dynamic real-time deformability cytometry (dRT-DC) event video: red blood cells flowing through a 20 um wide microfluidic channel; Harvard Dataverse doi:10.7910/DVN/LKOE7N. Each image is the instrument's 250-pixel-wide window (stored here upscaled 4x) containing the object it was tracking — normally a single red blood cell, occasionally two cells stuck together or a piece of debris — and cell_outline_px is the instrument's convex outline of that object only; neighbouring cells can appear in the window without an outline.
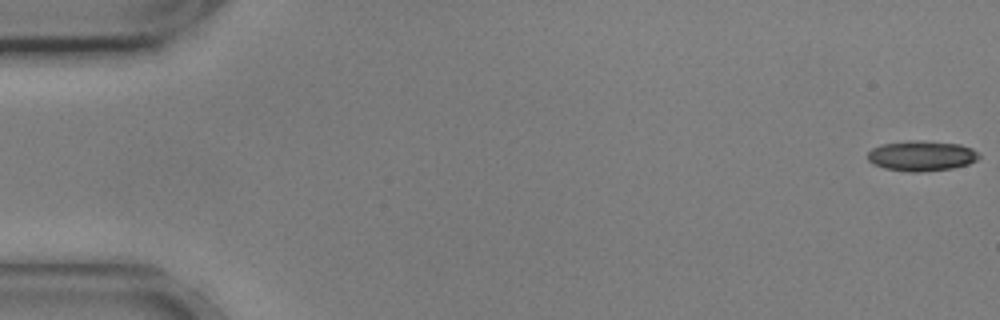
{"species": "common noctule bat (a hibernating species)", "species_latin": "Nyctalus noctula", "temperature_condition": "cold", "stored_images_in_passage": 56, "camera_frame_rate_fps": 3000, "um_per_image_px": 0.085, "animal": {"sex": "male", "body_mass_g": 17.9, "forearm_length_mm": 54.2}, "frame": {"image": 1, "passage_image": 1, "time_ms": 0.0, "image_size_px": [1000, 320], "cell_outline_px": [[980, 156], [976, 160], [968, 164], [952, 168], [920, 172], [908, 172], [884, 168], [872, 164], [868, 160], [868, 152], [872, 148], [880, 144], [908, 140], [916, 140], [960, 144], [972, 148], [980, 152]], "centroid_in_image_um": [78.32, 13.24], "position_along_channel_um": 6.7, "area_um2": 19.83}}
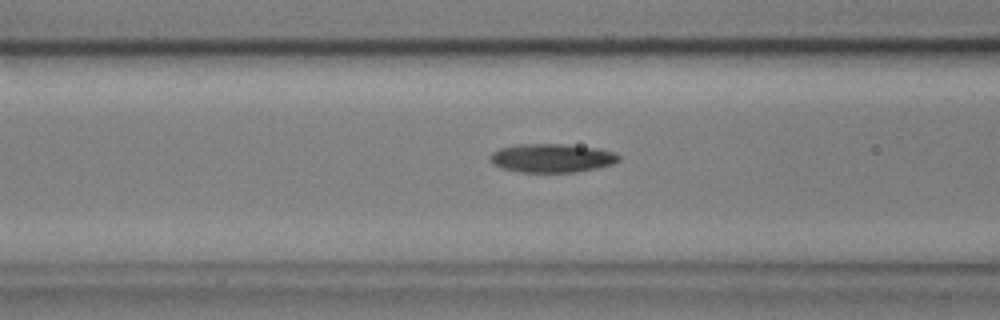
{"frame": {"image": 2, "passage_image": 22, "time_ms": 7.0, "image_size_px": [1000, 320], "cell_outline_px": [[620, 160], [612, 164], [596, 168], [572, 172], [520, 172], [500, 168], [492, 164], [488, 160], [488, 156], [492, 152], [500, 148], [520, 144], [560, 144], [596, 148], [612, 152], [620, 156]], "centroid_in_image_um": [46.83, 13.44], "position_along_channel_um": 119.8, "area_um2": 21.44}}
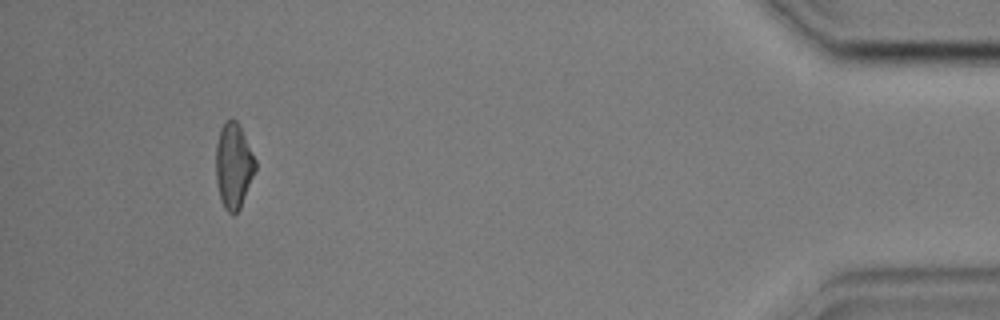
{"frame": {"image": 3, "passage_image": 52, "time_ms": 17.0, "image_size_px": [1000, 320], "cell_outline_px": [[256, 168], [240, 208], [236, 212], [228, 212], [224, 208], [220, 200], [216, 180], [216, 144], [220, 128], [232, 116], [236, 120], [256, 160]], "centroid_in_image_um": [19.83, 14.08], "position_along_channel_um": 415.4, "area_um2": 19.36}, "authors_computed_cell_mechanics": {"area_um2": 19.941, "velocity_mm_per_s": 3.6094, "shape_relaxation_time_tau1_ms": 6.3916, "shape_relaxation_time_tau2_ms": 3.5414, "deformation_change_tau1": 0.1565, "deformation_change_tau2": 0.1246}}